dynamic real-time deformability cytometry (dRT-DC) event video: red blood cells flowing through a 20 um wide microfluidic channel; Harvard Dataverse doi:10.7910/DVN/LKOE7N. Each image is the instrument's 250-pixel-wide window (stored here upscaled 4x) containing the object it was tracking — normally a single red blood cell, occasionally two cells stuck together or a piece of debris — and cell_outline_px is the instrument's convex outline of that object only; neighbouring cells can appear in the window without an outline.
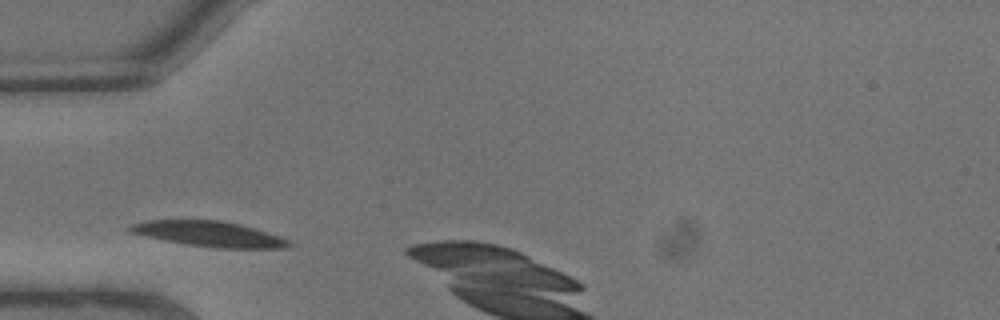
{"species": "common noctule bat (a hibernating species)", "species_latin": "Nyctalus noctula", "temperature_condition": "warm", "stored_images_in_passage": 2, "camera_frame_rate_fps": 3000, "um_per_image_px": 0.085, "animal": {"sex": "male", "body_mass_g": 13.3}, "frame": {"image": 1, "passage_image": 1, "time_ms": 0.0, "image_size_px": [1000, 320], "cell_outline_px": [[292, 244], [288, 248], [220, 248], [184, 244], [164, 240], [132, 232], [128, 228], [128, 224], [144, 220], [224, 220], [240, 224], [288, 240]], "centroid_in_image_um": [17.73, 19.88], "position_along_channel_um": 67.3, "area_um2": 23.18}}